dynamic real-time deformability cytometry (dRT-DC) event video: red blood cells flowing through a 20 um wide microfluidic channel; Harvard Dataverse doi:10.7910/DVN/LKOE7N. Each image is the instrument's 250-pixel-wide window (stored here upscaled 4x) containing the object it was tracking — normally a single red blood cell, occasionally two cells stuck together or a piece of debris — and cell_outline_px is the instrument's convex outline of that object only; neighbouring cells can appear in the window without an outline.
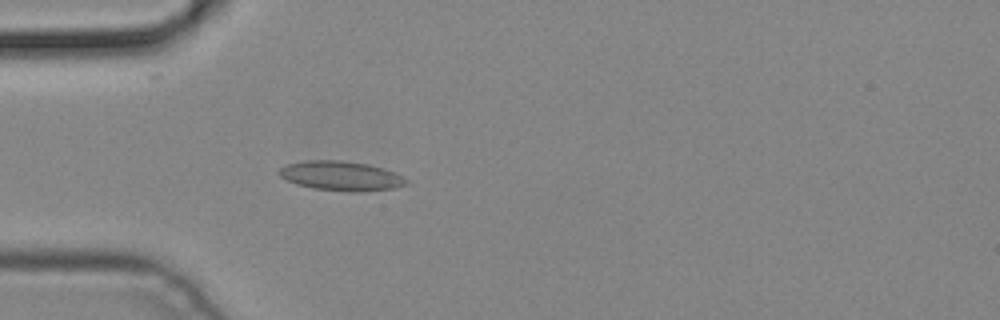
{"species": "common noctule bat (a hibernating species)", "species_latin": "Nyctalus noctula", "temperature_condition": "cold", "stored_images_in_passage": 4, "camera_frame_rate_fps": 3000, "um_per_image_px": 0.085, "animal": {"sex": "male", "body_mass_g": 19.2, "forearm_length_mm": 51.8}, "frame": {"image": 1, "passage_image": 4, "time_ms": 1.0, "image_size_px": [1000, 320], "cell_outline_px": [[408, 184], [396, 188], [356, 192], [348, 192], [312, 188], [296, 184], [280, 176], [276, 172], [284, 164], [304, 160], [340, 160], [368, 164], [404, 176], [408, 180]], "centroid_in_image_um": [28.96, 14.95], "position_along_channel_um": 56.0, "area_um2": 22.02}}